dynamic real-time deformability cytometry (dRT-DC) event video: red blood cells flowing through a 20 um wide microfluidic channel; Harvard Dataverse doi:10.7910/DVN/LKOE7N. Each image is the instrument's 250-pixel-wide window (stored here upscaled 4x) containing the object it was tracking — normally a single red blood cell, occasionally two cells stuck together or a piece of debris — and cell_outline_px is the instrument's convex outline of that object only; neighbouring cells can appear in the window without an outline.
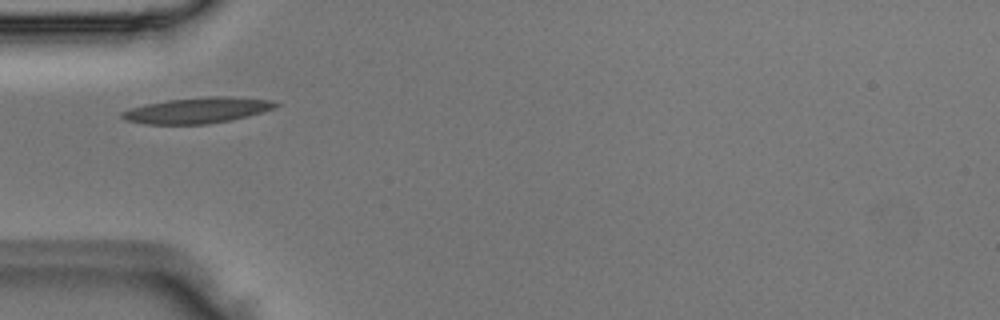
{"species": "Egyptian fruit bat (a non-hibernating species)", "species_latin": "Rousettus aegyptiacus", "temperature_condition": "room temperature", "stored_images_in_passage": 2, "camera_frame_rate_fps": 3000, "um_per_image_px": 0.085, "animal": {"sex": "male"}, "frame": {"image": 1, "passage_image": 2, "time_ms": 0.333, "image_size_px": [1000, 320], "cell_outline_px": [[280, 104], [272, 108], [248, 116], [208, 124], [144, 124], [124, 120], [120, 116], [120, 112], [128, 108], [144, 104], [168, 100], [208, 96], [220, 96], [272, 100]], "centroid_in_image_um": [16.68, 9.38], "position_along_channel_um": 68.3, "area_um2": 22.95}}